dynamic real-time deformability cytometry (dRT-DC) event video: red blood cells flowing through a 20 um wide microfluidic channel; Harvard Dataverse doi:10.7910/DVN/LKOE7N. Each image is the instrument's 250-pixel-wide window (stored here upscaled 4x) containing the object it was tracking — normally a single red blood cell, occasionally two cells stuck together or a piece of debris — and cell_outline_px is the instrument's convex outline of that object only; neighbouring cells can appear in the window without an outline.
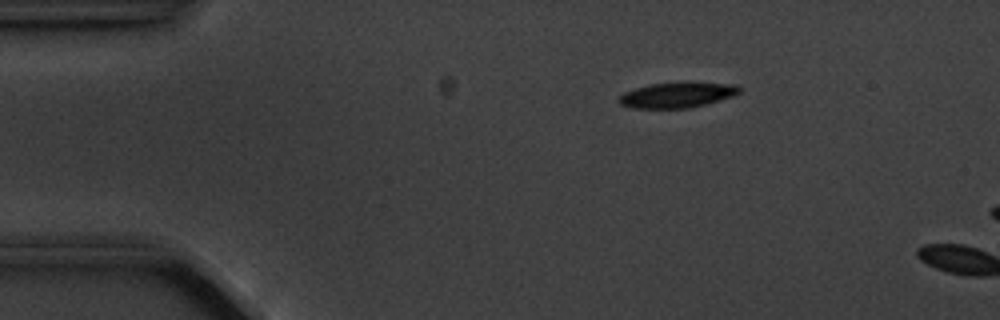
{"species": "common noctule bat (a hibernating species)", "species_latin": "Nyctalus noctula", "temperature_condition": "cold", "stored_images_in_passage": 2, "camera_frame_rate_fps": 3000, "um_per_image_px": 0.085, "animal": {"sex": "male", "body_mass_g": 20.1, "forearm_length_mm": 53.5}, "frame": {"image": 1, "passage_image": 1, "time_ms": 0.0, "image_size_px": [1000, 320], "cell_outline_px": [[740, 92], [732, 96], [704, 104], [688, 108], [632, 108], [620, 104], [616, 100], [624, 92], [648, 84], [736, 84], [740, 88]], "centroid_in_image_um": [57.47, 8.1], "position_along_channel_um": 27.5, "area_um2": 17.05}}